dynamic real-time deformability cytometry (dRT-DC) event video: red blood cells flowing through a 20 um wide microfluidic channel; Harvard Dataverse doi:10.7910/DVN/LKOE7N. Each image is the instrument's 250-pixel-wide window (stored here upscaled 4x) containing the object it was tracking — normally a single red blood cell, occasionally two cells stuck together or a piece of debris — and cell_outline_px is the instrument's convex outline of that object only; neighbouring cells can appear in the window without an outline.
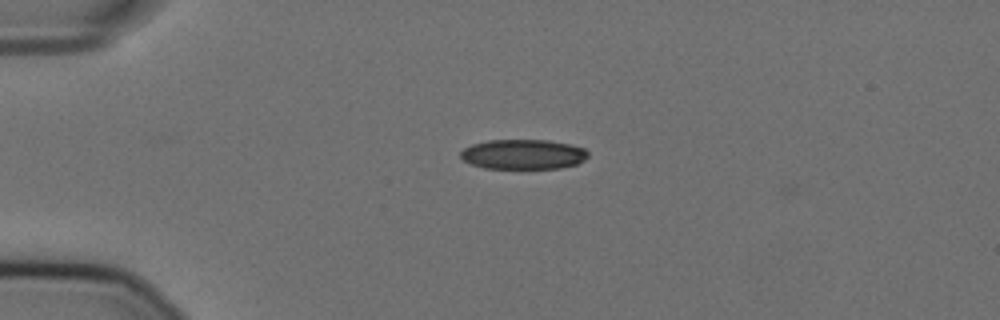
{"species": "Egyptian fruit bat (a non-hibernating species)", "species_latin": "Rousettus aegyptiacus", "temperature_condition": "cold", "stored_images_in_passage": 3, "camera_frame_rate_fps": 3000, "um_per_image_px": 0.085, "animal": {"sex": "female"}, "frame": {"image": 1, "passage_image": 2, "time_ms": 0.333, "image_size_px": [1000, 320], "cell_outline_px": [[588, 156], [584, 160], [576, 164], [560, 168], [484, 168], [472, 164], [464, 160], [460, 156], [460, 152], [464, 148], [472, 144], [488, 140], [548, 140], [568, 144], [584, 148], [588, 152]], "centroid_in_image_um": [44.46, 13.11], "position_along_channel_um": 40.5, "area_um2": 22.08}}